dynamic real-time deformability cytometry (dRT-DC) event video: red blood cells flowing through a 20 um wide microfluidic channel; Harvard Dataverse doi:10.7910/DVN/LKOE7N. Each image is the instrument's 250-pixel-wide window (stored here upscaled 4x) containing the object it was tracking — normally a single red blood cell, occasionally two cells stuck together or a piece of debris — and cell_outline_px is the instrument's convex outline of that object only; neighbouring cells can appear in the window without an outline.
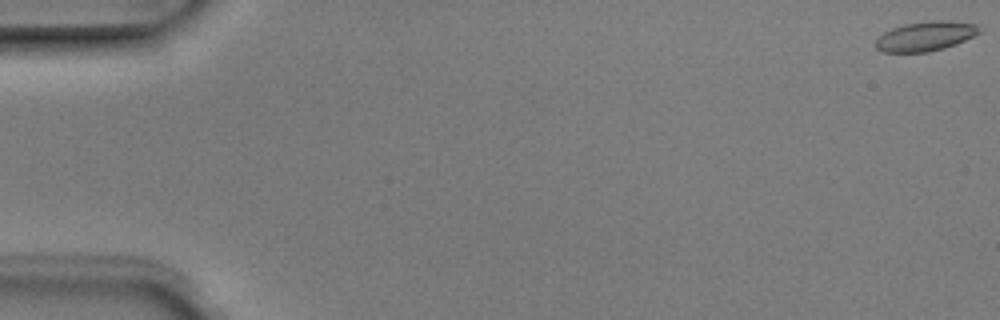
{"species": "Egyptian fruit bat (a non-hibernating species)", "species_latin": "Rousettus aegyptiacus", "temperature_condition": "room temperature", "stored_images_in_passage": 6, "camera_frame_rate_fps": 3000, "um_per_image_px": 0.085, "animal": {"sex": "male"}, "frame": {"image": 1, "passage_image": 1, "time_ms": 0.0, "image_size_px": [1000, 320], "cell_outline_px": [[984, 28], [980, 32], [956, 44], [944, 48], [928, 52], [880, 52], [876, 48], [876, 40], [884, 32], [892, 28], [904, 24], [936, 20], [940, 20], [976, 24]], "centroid_in_image_um": [78.67, 3.08], "position_along_channel_um": 6.3, "area_um2": 17.74}}